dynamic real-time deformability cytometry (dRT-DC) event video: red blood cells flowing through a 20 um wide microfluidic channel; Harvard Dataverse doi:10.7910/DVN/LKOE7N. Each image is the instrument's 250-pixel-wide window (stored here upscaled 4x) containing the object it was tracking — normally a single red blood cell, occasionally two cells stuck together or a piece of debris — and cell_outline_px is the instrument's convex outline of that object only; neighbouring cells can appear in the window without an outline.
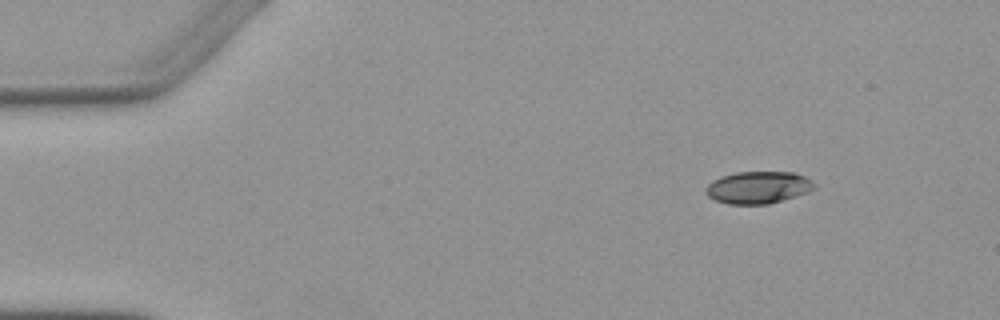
{"species": "Egyptian fruit bat (a non-hibernating species)", "species_latin": "Rousettus aegyptiacus", "temperature_condition": "warm", "stored_images_in_passage": 5, "camera_frame_rate_fps": 3000, "um_per_image_px": 0.085, "animal": {"sex": "female"}, "frame": {"image": 1, "passage_image": 1, "time_ms": 0.0, "image_size_px": [1000, 320], "cell_outline_px": [[816, 188], [808, 192], [796, 196], [768, 204], [728, 204], [716, 200], [708, 196], [704, 192], [704, 188], [712, 180], [720, 176], [736, 172], [792, 172], [804, 176], [812, 180], [816, 184]], "centroid_in_image_um": [64.43, 15.93], "position_along_channel_um": 20.6, "area_um2": 20.52}}
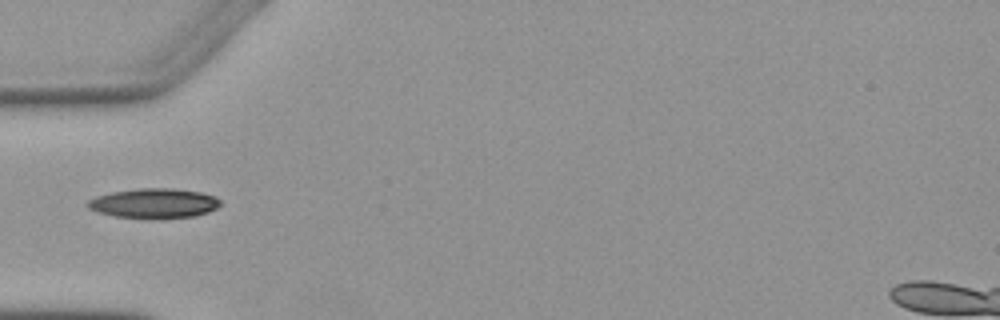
{"frame": {"image": 2, "passage_image": 4, "time_ms": 3.667, "image_size_px": [1000, 320], "cell_outline_px": [[220, 204], [216, 208], [208, 212], [192, 216], [116, 216], [96, 212], [88, 208], [84, 204], [88, 200], [96, 196], [112, 192], [136, 188], [172, 188], [200, 192], [216, 196], [220, 200]], "centroid_in_image_um": [13.05, 17.23], "position_along_channel_um": 71.9, "area_um2": 22.31}}